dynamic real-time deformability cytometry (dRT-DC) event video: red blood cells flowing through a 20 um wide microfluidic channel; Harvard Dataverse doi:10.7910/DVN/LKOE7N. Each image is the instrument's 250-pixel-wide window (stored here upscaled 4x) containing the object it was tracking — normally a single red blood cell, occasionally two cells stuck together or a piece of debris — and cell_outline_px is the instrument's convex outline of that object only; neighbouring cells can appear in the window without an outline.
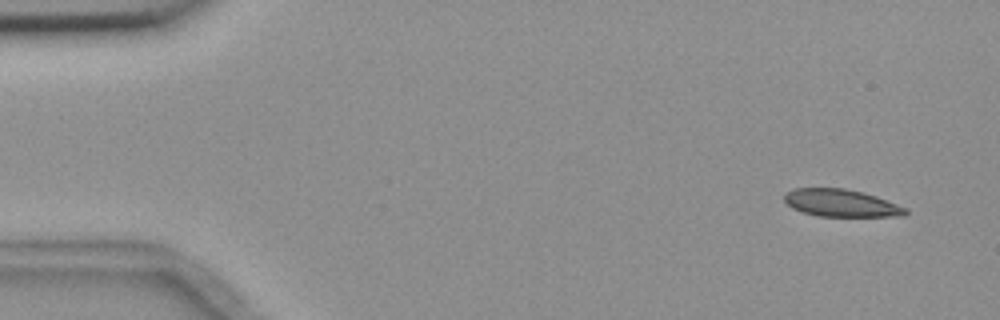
{"species": "common noctule bat (a hibernating species)", "species_latin": "Nyctalus noctula", "temperature_condition": "room temperature", "stored_images_in_passage": 3, "camera_frame_rate_fps": 3000, "um_per_image_px": 0.085, "animal": {"sex": "female", "body_mass_g": 18.4}, "frame": {"image": 1, "passage_image": 1, "time_ms": 0.0, "image_size_px": [1000, 320], "cell_outline_px": [[908, 212], [904, 216], [816, 216], [792, 208], [784, 200], [784, 192], [792, 188], [844, 188], [864, 192], [876, 196], [908, 208]], "centroid_in_image_um": [71.49, 17.25], "position_along_channel_um": 13.5, "area_um2": 19.48}}
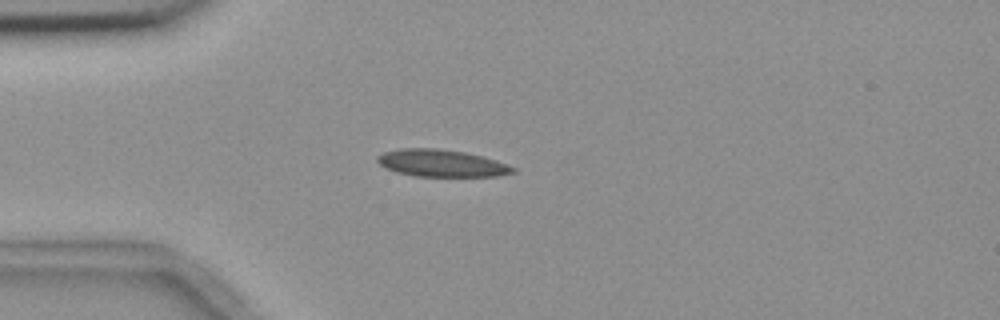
{"frame": {"image": 2, "passage_image": 3, "time_ms": 3.667, "image_size_px": [1000, 320], "cell_outline_px": [[516, 172], [496, 176], [416, 176], [396, 172], [384, 168], [376, 160], [376, 156], [384, 152], [400, 148], [436, 148], [464, 152], [496, 160], [516, 168]], "centroid_in_image_um": [37.49, 13.87], "position_along_channel_um": 47.5, "area_um2": 21.39}}